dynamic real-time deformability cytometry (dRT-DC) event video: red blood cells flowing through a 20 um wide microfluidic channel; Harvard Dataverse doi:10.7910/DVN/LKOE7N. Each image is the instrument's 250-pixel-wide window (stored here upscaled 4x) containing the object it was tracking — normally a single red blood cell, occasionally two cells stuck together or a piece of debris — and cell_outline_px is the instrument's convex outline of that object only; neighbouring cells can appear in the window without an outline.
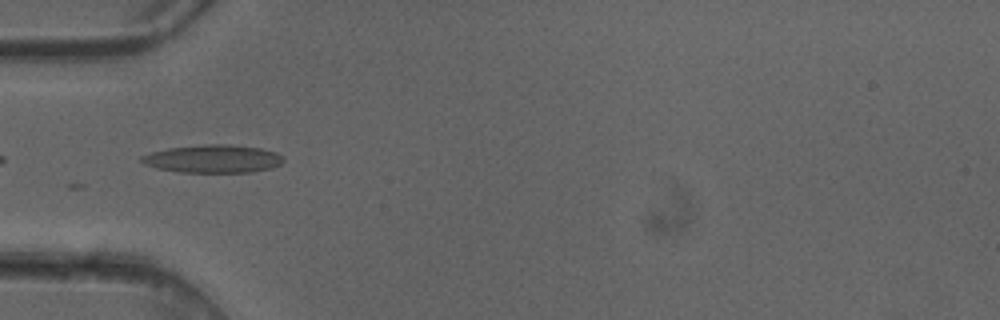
{"species": "common noctule bat (a hibernating species)", "species_latin": "Nyctalus noctula", "temperature_condition": "cold", "stored_images_in_passage": 5, "camera_frame_rate_fps": 3000, "um_per_image_px": 0.085, "animal": {"sex": "female"}, "frame": {"image": 1, "passage_image": 5, "time_ms": 1.333, "image_size_px": [1000, 320], "cell_outline_px": [[284, 160], [280, 164], [272, 168], [252, 172], [180, 172], [156, 168], [144, 164], [140, 160], [140, 156], [152, 152], [168, 148], [204, 144], [228, 144], [260, 148], [276, 152], [284, 156]], "centroid_in_image_um": [18.12, 13.5], "position_along_channel_um": 66.9, "area_um2": 23.24}}